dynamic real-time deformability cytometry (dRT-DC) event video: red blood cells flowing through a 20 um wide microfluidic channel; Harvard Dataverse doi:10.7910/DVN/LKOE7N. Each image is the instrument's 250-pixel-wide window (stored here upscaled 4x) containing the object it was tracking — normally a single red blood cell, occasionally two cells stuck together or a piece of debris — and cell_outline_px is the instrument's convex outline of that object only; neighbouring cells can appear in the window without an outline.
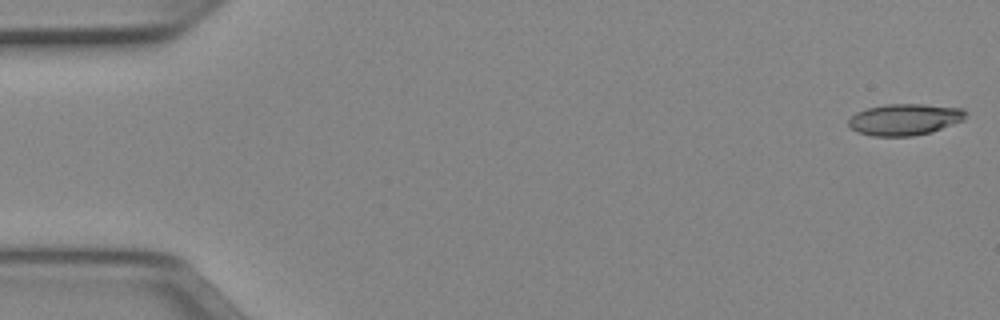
{"species": "Egyptian fruit bat (a non-hibernating species)", "species_latin": "Rousettus aegyptiacus", "temperature_condition": "cold", "stored_images_in_passage": 51, "camera_frame_rate_fps": 3000, "um_per_image_px": 0.085, "animal": {"sex": "female"}, "frame": {"image": 1, "passage_image": 1, "time_ms": 0.0, "image_size_px": [1000, 320], "cell_outline_px": [[968, 112], [964, 120], [932, 132], [912, 136], [872, 136], [856, 132], [848, 124], [848, 120], [856, 112], [868, 108], [884, 104], [924, 104], [964, 108]], "centroid_in_image_um": [76.93, 10.15], "position_along_channel_um": 8.1, "area_um2": 21.68}}
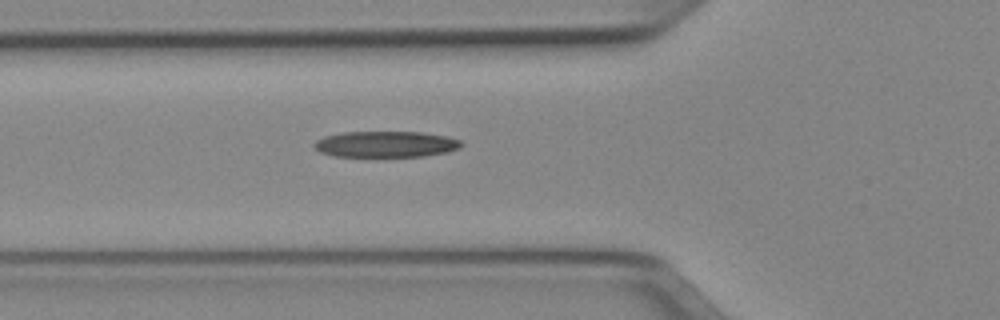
{"frame": {"image": 2, "passage_image": 18, "time_ms": 5.667, "image_size_px": [1000, 320], "cell_outline_px": [[464, 144], [460, 148], [448, 152], [424, 156], [332, 156], [320, 152], [312, 144], [316, 140], [324, 136], [344, 132], [424, 132], [448, 136], [460, 140]], "centroid_in_image_um": [32.82, 12.25], "position_along_channel_um": 93.0, "area_um2": 22.48}}
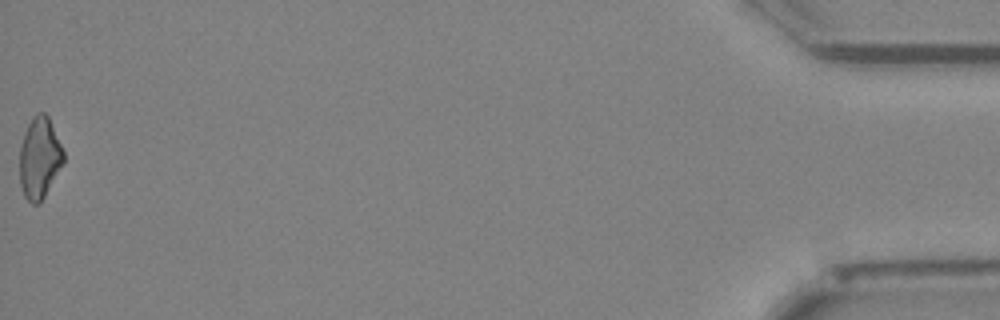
{"frame": {"image": 3, "passage_image": 51, "time_ms": 16.667, "image_size_px": [1000, 320], "cell_outline_px": [[64, 164], [40, 204], [32, 204], [24, 196], [20, 184], [20, 148], [24, 132], [32, 116], [36, 112], [44, 112], [48, 116], [64, 152]], "centroid_in_image_um": [3.36, 13.44], "position_along_channel_um": 431.8, "area_um2": 20.98}, "authors_computed_cell_mechanics": {"area_um2": 22.1374, "velocity_mm_per_s": 3.9893, "shape_relaxation_time_tau1_ms": 7.1033, "shape_relaxation_time_tau2_ms": 9.4982, "deformation_change_tau1": 0.1877, "deformation_change_tau2": 0.2547}}